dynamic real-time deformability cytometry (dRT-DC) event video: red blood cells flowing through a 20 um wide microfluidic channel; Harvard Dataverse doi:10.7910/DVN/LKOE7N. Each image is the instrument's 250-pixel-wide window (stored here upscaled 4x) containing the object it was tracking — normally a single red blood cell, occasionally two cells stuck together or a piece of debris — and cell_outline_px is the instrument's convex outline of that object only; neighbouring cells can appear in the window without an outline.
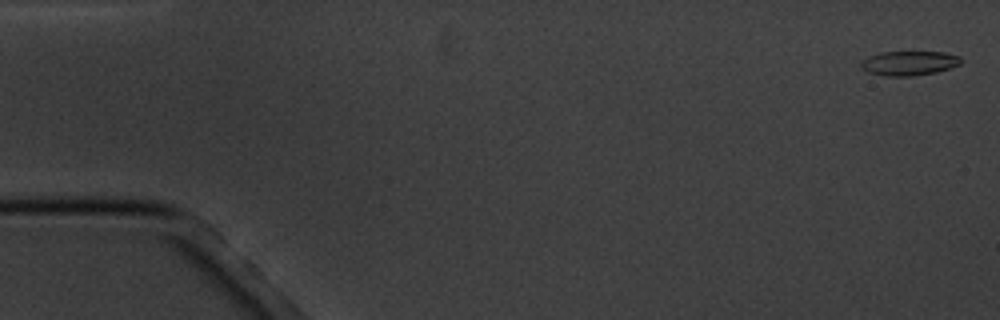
{"species": "common noctule bat (a hibernating species)", "species_latin": "Nyctalus noctula", "temperature_condition": "cold", "stored_images_in_passage": 9, "camera_frame_rate_fps": 3000, "um_per_image_px": 0.085, "animal": {"sex": "male", "body_mass_g": 20.1, "forearm_length_mm": 53.5}, "frame": {"image": 1, "passage_image": 1, "time_ms": 0.0, "image_size_px": [1000, 320], "cell_outline_px": [[964, 60], [960, 64], [936, 72], [912, 76], [884, 76], [868, 72], [860, 68], [860, 64], [868, 56], [880, 52], [944, 52], [960, 56]], "centroid_in_image_um": [77.27, 5.37], "position_along_channel_um": 7.7, "area_um2": 14.28}}
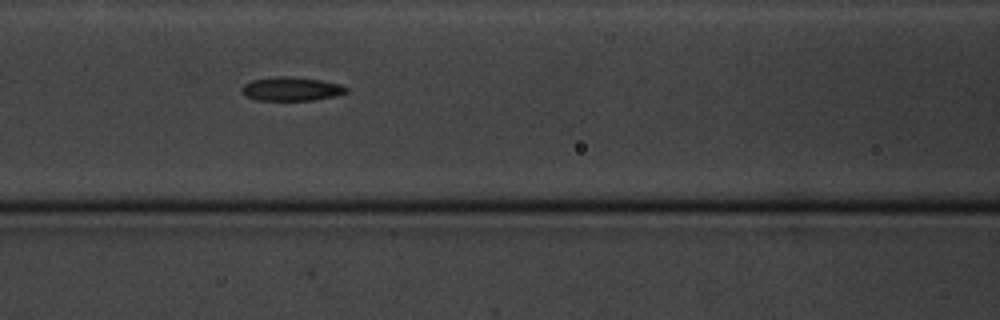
{"frame": {"image": 2, "passage_image": 7, "time_ms": 7.667, "image_size_px": [1000, 320], "cell_outline_px": [[348, 92], [332, 96], [312, 100], [256, 100], [244, 96], [240, 92], [240, 88], [244, 84], [252, 80], [276, 76], [284, 76], [320, 80], [340, 84], [348, 88]], "centroid_in_image_um": [24.7, 7.56], "position_along_channel_um": 141.9, "area_um2": 14.45}}
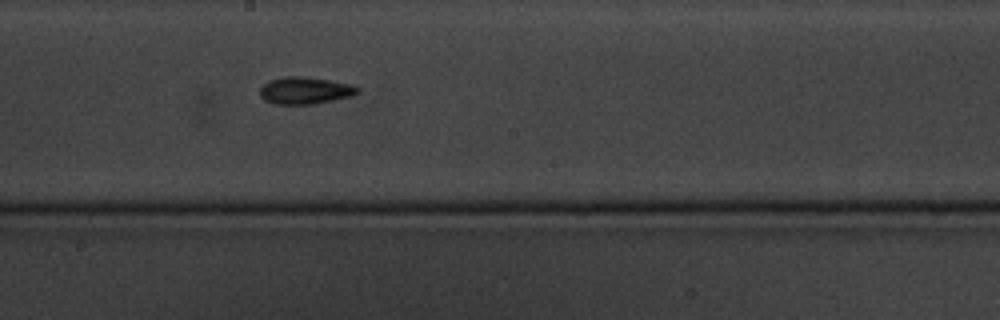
{"frame": {"image": 3, "passage_image": 9, "time_ms": 10.0, "image_size_px": [1000, 320], "cell_outline_px": [[360, 92], [352, 96], [312, 104], [272, 104], [264, 100], [260, 96], [260, 88], [268, 80], [284, 76], [304, 76], [328, 80], [348, 84], [360, 88]], "centroid_in_image_um": [25.89, 7.69], "position_along_channel_um": 222.3, "area_um2": 15.43}}